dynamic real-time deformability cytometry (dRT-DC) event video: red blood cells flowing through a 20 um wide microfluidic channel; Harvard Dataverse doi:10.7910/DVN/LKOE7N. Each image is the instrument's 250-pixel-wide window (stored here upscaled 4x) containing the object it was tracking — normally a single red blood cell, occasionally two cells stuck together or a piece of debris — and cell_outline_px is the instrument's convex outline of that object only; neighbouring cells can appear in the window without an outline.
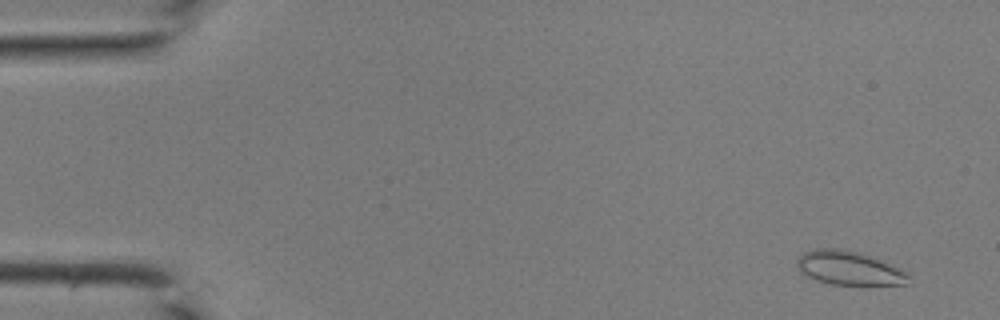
{"species": "common noctule bat (a hibernating species)", "species_latin": "Nyctalus noctula", "temperature_condition": "room temperature", "stored_images_in_passage": 15, "camera_frame_rate_fps": 3000, "um_per_image_px": 0.085, "animal": {"sex": "male", "body_mass_g": 19.0, "forearm_length_mm": 50.8}, "frame": {"image": 1, "passage_image": 3, "time_ms": 0.667, "image_size_px": [1000, 320], "cell_outline_px": [[908, 276], [904, 284], [832, 284], [816, 280], [800, 272], [796, 264], [796, 260], [804, 252], [816, 248], [836, 248], [856, 252], [872, 256], [904, 272]], "centroid_in_image_um": [72.05, 22.77], "position_along_channel_um": 12.9, "area_um2": 21.33}}